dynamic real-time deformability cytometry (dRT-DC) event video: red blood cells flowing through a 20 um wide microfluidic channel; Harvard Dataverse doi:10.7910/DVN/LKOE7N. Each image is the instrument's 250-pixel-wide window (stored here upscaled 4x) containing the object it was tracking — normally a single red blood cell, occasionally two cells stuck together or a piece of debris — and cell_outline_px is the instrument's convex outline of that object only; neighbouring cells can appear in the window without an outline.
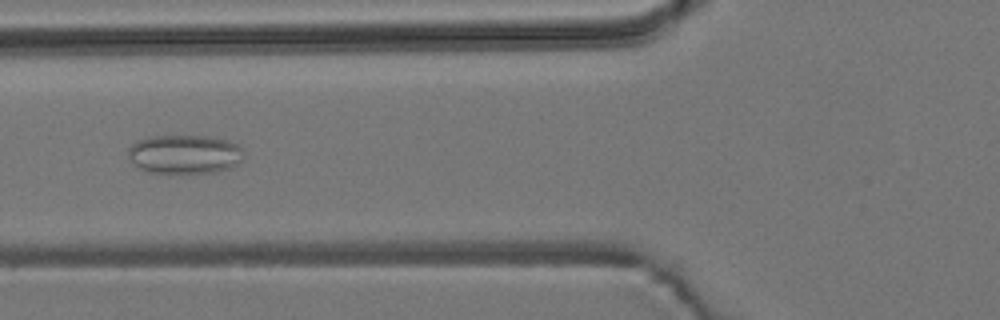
{"species": "common noctule bat (a hibernating species)", "species_latin": "Nyctalus noctula", "temperature_condition": "room temperature", "stored_images_in_passage": 54, "camera_frame_rate_fps": 3000, "um_per_image_px": 0.085, "animal": {"sex": "male", "body_mass_g": 19.2, "forearm_length_mm": 51.8}, "frame": {"image": 1, "passage_image": 20, "time_ms": 6.333, "image_size_px": [1000, 320], "cell_outline_px": [[244, 156], [232, 168], [216, 172], [148, 172], [140, 168], [128, 156], [128, 148], [136, 140], [152, 136], [208, 136], [228, 140], [240, 144], [244, 152]], "centroid_in_image_um": [15.73, 13.09], "position_along_channel_um": 110.1, "area_um2": 26.24}}
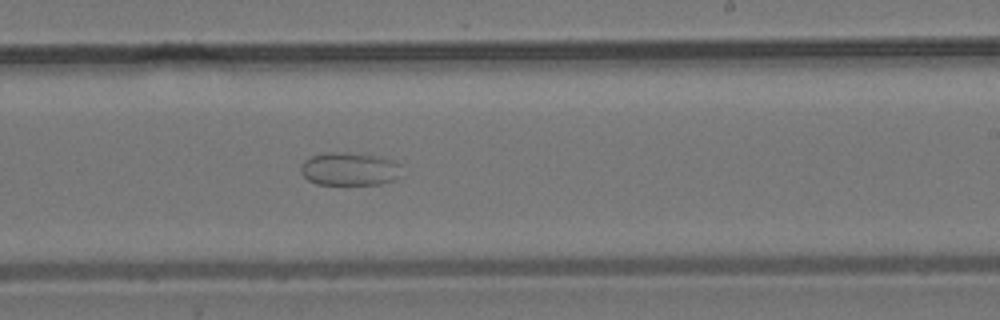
{"frame": {"image": 2, "passage_image": 32, "time_ms": 10.333, "image_size_px": [1000, 320], "cell_outline_px": [[400, 176], [396, 180], [380, 184], [316, 184], [308, 180], [300, 172], [300, 164], [304, 160], [312, 156], [328, 152], [348, 152], [376, 156], [392, 160], [400, 164]], "centroid_in_image_um": [29.69, 14.36], "position_along_channel_um": 259.3, "area_um2": 19.59}}
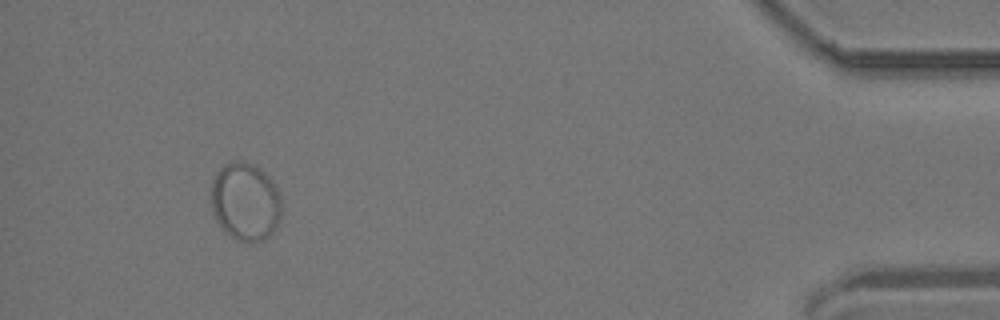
{"frame": {"image": 3, "passage_image": 50, "time_ms": 16.333, "image_size_px": [1000, 320], "cell_outline_px": [[280, 220], [276, 228], [264, 240], [252, 244], [244, 244], [236, 240], [224, 232], [216, 220], [212, 212], [212, 180], [216, 172], [224, 164], [232, 160], [240, 160], [256, 164], [276, 184], [280, 192]], "centroid_in_image_um": [20.86, 17.15], "position_along_channel_um": 414.3, "area_um2": 32.89}}